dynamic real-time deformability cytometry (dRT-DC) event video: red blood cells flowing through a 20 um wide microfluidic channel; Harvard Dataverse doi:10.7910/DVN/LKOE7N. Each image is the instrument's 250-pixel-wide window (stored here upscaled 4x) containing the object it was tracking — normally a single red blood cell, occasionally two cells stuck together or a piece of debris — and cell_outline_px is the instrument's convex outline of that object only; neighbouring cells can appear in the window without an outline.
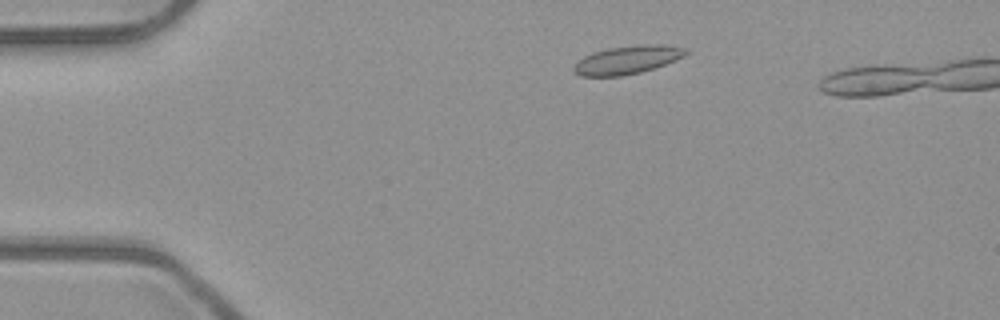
{"species": "common noctule bat (a hibernating species)", "species_latin": "Nyctalus noctula", "temperature_condition": "room temperature", "stored_images_in_passage": 44, "camera_frame_rate_fps": 3000, "um_per_image_px": 0.085, "animal": {"sex": "male", "body_mass_g": 23.1, "forearm_length_mm": 52.7}, "frame": {"image": 1, "passage_image": 7, "time_ms": 2.0, "image_size_px": [1000, 320], "cell_outline_px": [[688, 52], [684, 56], [656, 68], [640, 72], [620, 76], [580, 76], [572, 68], [584, 56], [592, 52], [608, 48], [644, 44], [664, 44], [688, 48]], "centroid_in_image_um": [53.37, 5.08], "position_along_channel_um": 31.6, "area_um2": 18.44}}
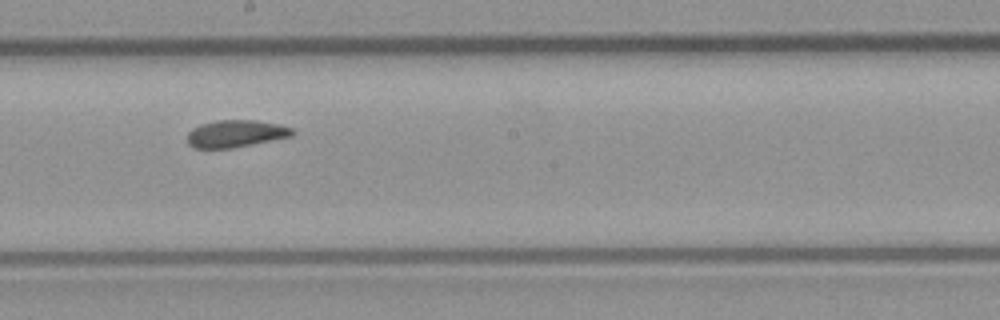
{"frame": {"image": 2, "passage_image": 26, "time_ms": 8.333, "image_size_px": [1000, 320], "cell_outline_px": [[296, 132], [292, 136], [232, 148], [192, 148], [188, 144], [188, 132], [192, 128], [200, 124], [216, 120], [256, 120], [280, 124], [292, 128]], "centroid_in_image_um": [20.04, 11.35], "position_along_channel_um": 228.2, "area_um2": 16.76}}
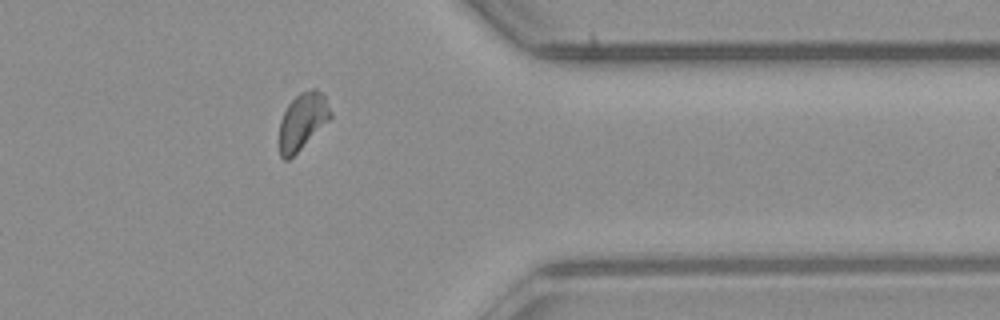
{"frame": {"image": 3, "passage_image": 39, "time_ms": 12.667, "image_size_px": [1000, 320], "cell_outline_px": [[332, 116], [288, 160], [284, 160], [280, 156], [280, 120], [288, 104], [300, 92], [312, 88], [316, 88], [324, 96], [332, 112]], "centroid_in_image_um": [25.7, 10.26], "position_along_channel_um": 385.7, "area_um2": 16.42}}